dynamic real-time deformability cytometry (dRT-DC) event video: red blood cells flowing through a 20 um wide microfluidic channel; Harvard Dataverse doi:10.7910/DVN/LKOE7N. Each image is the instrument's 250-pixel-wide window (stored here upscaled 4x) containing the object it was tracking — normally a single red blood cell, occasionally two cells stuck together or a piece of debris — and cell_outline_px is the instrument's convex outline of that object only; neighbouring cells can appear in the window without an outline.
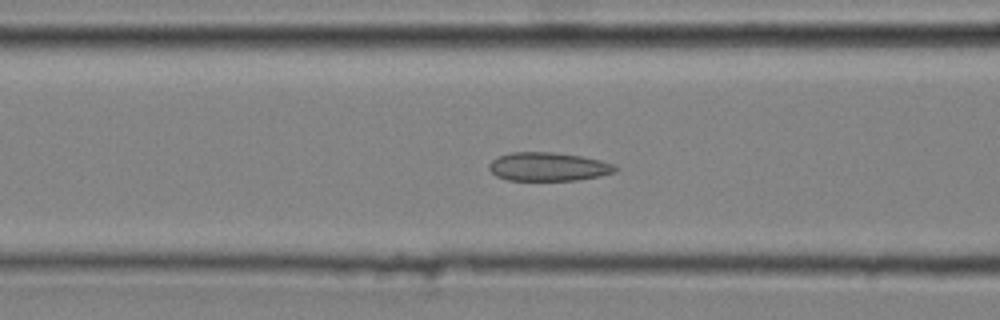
{"species": "common noctule bat (a hibernating species)", "species_latin": "Nyctalus noctula", "temperature_condition": "cold", "stored_images_in_passage": 38, "camera_frame_rate_fps": 3000, "um_per_image_px": 0.085, "animal": {"sex": "male", "body_mass_g": 20.4}, "frame": {"image": 1, "passage_image": 9, "time_ms": 2.667, "image_size_px": [1000, 320], "cell_outline_px": [[620, 168], [616, 172], [600, 176], [576, 180], [508, 180], [496, 176], [488, 168], [488, 164], [492, 160], [500, 156], [512, 152], [552, 152], [580, 156], [600, 160], [616, 164]], "centroid_in_image_um": [46.64, 14.17], "position_along_channel_um": 120.0, "area_um2": 21.1}}
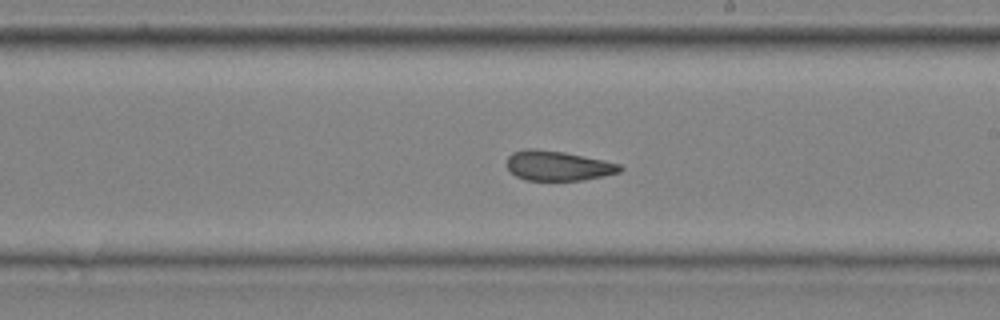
{"frame": {"image": 2, "passage_image": 18, "time_ms": 5.667, "image_size_px": [1000, 320], "cell_outline_px": [[624, 168], [620, 172], [584, 180], [524, 180], [516, 176], [508, 168], [508, 156], [512, 152], [524, 148], [532, 148], [564, 152], [620, 164]], "centroid_in_image_um": [47.41, 14.08], "position_along_channel_um": 241.6, "area_um2": 19.54}}
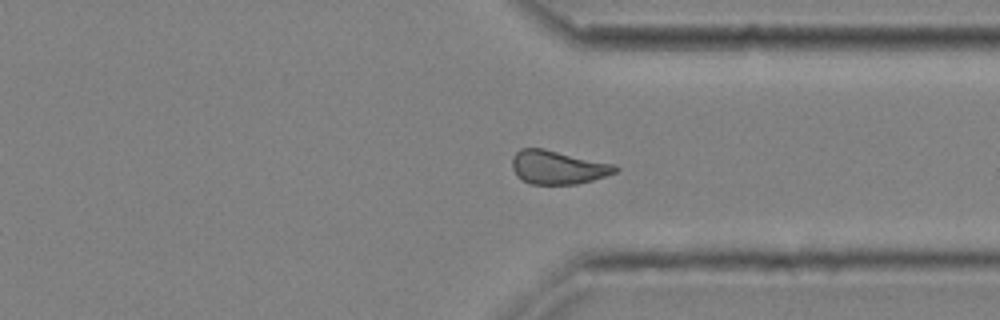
{"frame": {"image": 3, "passage_image": 27, "time_ms": 8.667, "image_size_px": [1000, 320], "cell_outline_px": [[620, 168], [616, 172], [592, 180], [576, 184], [532, 184], [520, 180], [516, 176], [512, 168], [512, 156], [520, 148], [544, 148], [616, 164]], "centroid_in_image_um": [47.4, 14.21], "position_along_channel_um": 364.0, "area_um2": 20.46}, "authors_computed_cell_mechanics": {"area_um2": 20.3167, "velocity_mm_per_s": 4.0657, "shape_relaxation_time_tau1_ms": null, "shape_relaxation_time_tau2_ms": 2.4862, "deformation_change_tau1": null, "deformation_change_tau2": 0.0873}}